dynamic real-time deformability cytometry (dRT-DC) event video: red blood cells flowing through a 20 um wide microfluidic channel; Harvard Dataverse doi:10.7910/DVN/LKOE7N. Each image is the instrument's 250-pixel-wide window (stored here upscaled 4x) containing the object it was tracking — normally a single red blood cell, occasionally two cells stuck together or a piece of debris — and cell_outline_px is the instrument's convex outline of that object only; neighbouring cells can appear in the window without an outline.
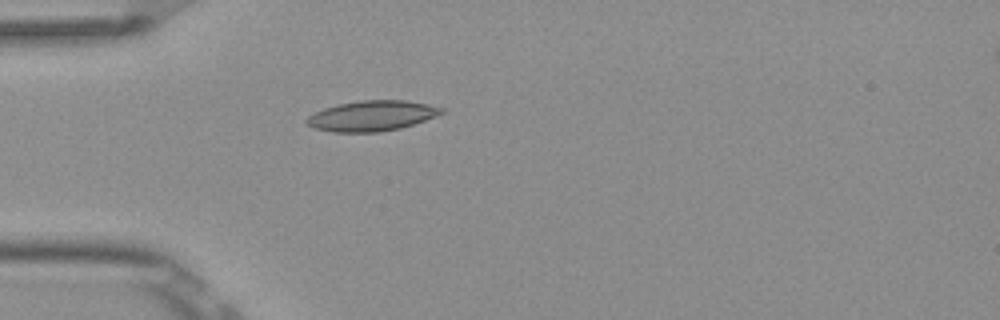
{"species": "Egyptian fruit bat (a non-hibernating species)", "species_latin": "Rousettus aegyptiacus", "temperature_condition": "room temperature", "stored_images_in_passage": 4, "camera_frame_rate_fps": 3000, "um_per_image_px": 0.085, "frame": {"image": 1, "passage_image": 4, "time_ms": 1.0, "image_size_px": [1000, 320], "cell_outline_px": [[444, 112], [436, 116], [400, 128], [380, 132], [332, 132], [312, 128], [304, 124], [304, 120], [308, 116], [324, 108], [340, 104], [360, 100], [404, 100], [428, 104], [444, 108]], "centroid_in_image_um": [31.56, 9.85], "position_along_channel_um": 53.4, "area_um2": 23.87}}